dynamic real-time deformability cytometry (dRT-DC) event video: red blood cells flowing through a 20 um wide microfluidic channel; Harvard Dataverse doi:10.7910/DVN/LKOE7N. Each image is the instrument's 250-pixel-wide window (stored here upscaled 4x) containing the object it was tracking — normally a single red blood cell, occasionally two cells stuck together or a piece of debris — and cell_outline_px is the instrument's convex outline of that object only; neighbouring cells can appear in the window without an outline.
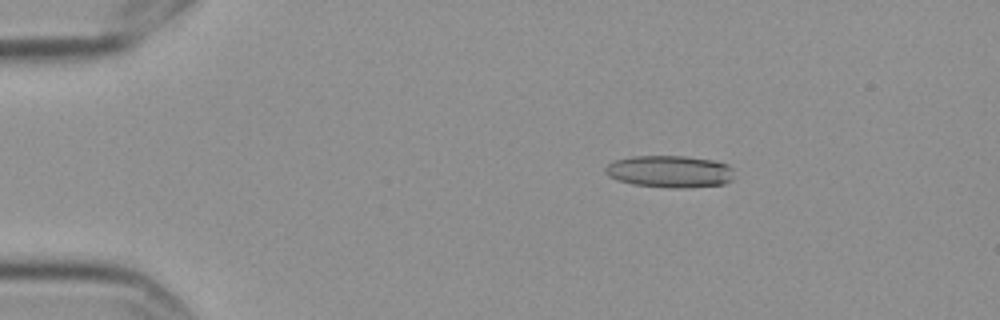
{"species": "Egyptian fruit bat (a non-hibernating species)", "species_latin": "Rousettus aegyptiacus", "temperature_condition": "cold", "stored_images_in_passage": 4, "camera_frame_rate_fps": 3000, "um_per_image_px": 0.085, "frame": {"image": 1, "passage_image": 2, "time_ms": 0.333, "image_size_px": [1000, 320], "cell_outline_px": [[732, 180], [724, 184], [688, 188], [668, 188], [632, 184], [616, 180], [608, 176], [604, 172], [604, 168], [608, 164], [616, 160], [632, 156], [684, 156], [716, 160], [728, 164], [732, 168]], "centroid_in_image_um": [56.93, 14.58], "position_along_channel_um": 28.1, "area_um2": 24.39}}
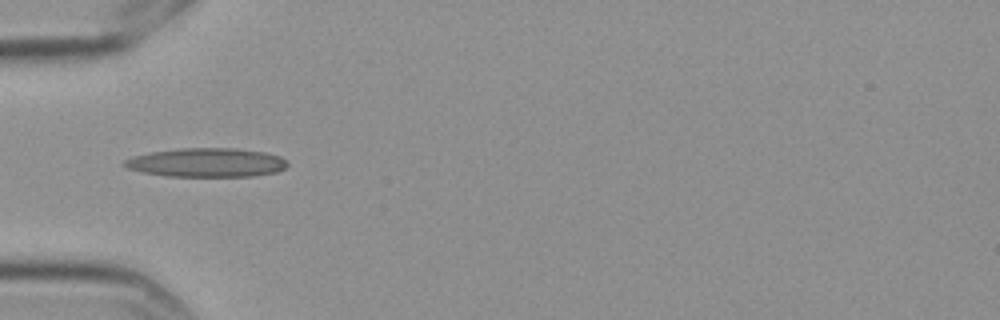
{"frame": {"image": 2, "passage_image": 4, "time_ms": 1.0, "image_size_px": [1000, 320], "cell_outline_px": [[288, 164], [284, 168], [276, 172], [252, 176], [168, 176], [144, 172], [128, 168], [120, 164], [124, 160], [132, 156], [148, 152], [180, 148], [236, 148], [264, 152], [280, 156]], "centroid_in_image_um": [17.52, 13.81], "position_along_channel_um": 67.5, "area_um2": 27.46}}